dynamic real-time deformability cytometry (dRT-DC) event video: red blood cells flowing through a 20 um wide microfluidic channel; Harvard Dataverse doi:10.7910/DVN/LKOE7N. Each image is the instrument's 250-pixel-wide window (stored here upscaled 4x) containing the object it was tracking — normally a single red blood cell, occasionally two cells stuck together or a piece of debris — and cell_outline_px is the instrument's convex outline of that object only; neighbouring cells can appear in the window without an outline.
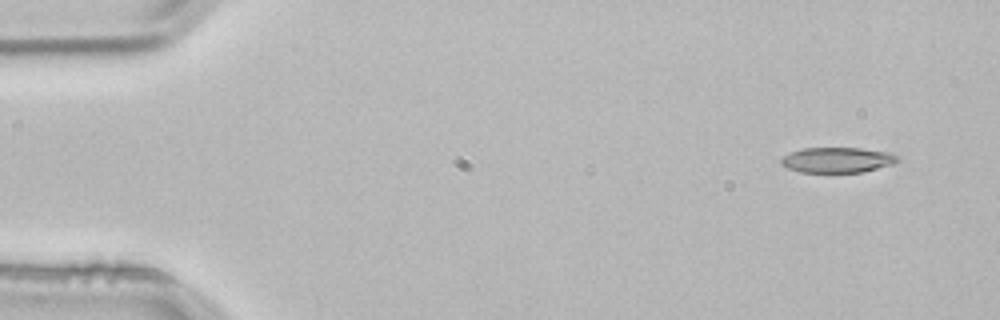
{"species": "common noctule bat (a hibernating species)", "species_latin": "Nyctalus noctula", "temperature_condition": "room temperature", "stored_images_in_passage": 3, "camera_frame_rate_fps": 3000, "um_per_image_px": 0.085, "animal": {"sex": "male", "body_mass_g": 21.5, "forearm_length_mm": 52.0}, "frame": {"image": 1, "passage_image": 1, "time_ms": 0.0, "image_size_px": [1000, 320], "cell_outline_px": [[900, 160], [896, 164], [864, 172], [800, 172], [788, 168], [780, 164], [780, 160], [784, 156], [792, 152], [804, 148], [860, 148], [888, 152], [900, 156]], "centroid_in_image_um": [71.24, 13.6], "position_along_channel_um": 13.8, "area_um2": 17.34}}